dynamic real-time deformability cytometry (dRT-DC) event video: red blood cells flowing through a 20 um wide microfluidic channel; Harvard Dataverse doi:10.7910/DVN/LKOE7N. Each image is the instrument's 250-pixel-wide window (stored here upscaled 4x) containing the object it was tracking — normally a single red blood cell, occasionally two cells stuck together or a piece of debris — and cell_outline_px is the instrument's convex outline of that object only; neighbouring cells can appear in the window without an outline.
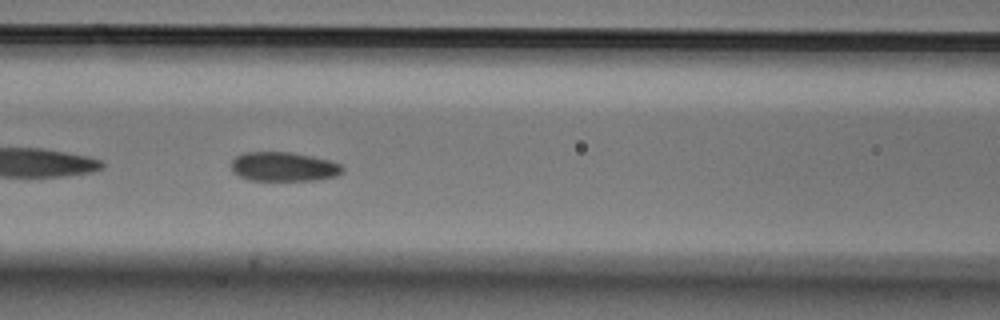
{"species": "Egyptian fruit bat (a non-hibernating species)", "species_latin": "Rousettus aegyptiacus", "temperature_condition": "cold", "stored_images_in_passage": 52, "camera_frame_rate_fps": 3000, "um_per_image_px": 0.085, "animal": {"sex": "male"}, "frame": {"image": 1, "passage_image": 22, "time_ms": 7.0, "image_size_px": [1000, 320], "cell_outline_px": [[344, 172], [336, 176], [316, 180], [248, 180], [232, 172], [228, 164], [236, 156], [244, 152], [292, 152], [312, 156], [328, 160], [340, 164], [344, 168]], "centroid_in_image_um": [24.07, 14.16], "position_along_channel_um": 142.5, "area_um2": 19.19}}
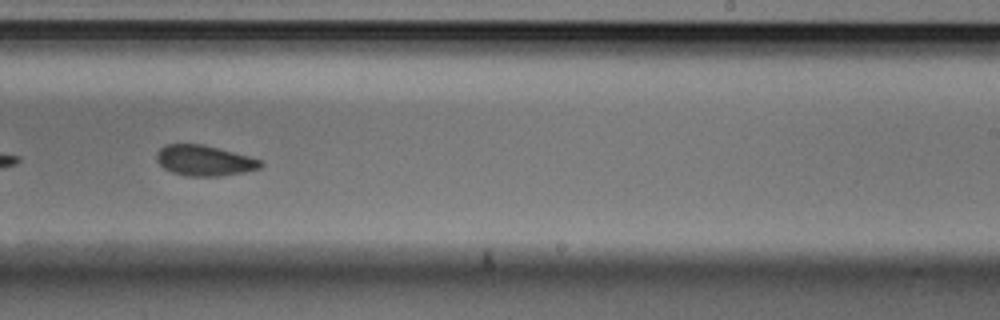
{"frame": {"image": 2, "passage_image": 32, "time_ms": 10.333, "image_size_px": [1000, 320], "cell_outline_px": [[264, 164], [260, 168], [244, 172], [220, 176], [188, 176], [172, 172], [164, 168], [156, 160], [156, 152], [164, 144], [204, 144], [248, 156], [260, 160]], "centroid_in_image_um": [17.34, 13.64], "position_along_channel_um": 271.7, "area_um2": 18.5}}
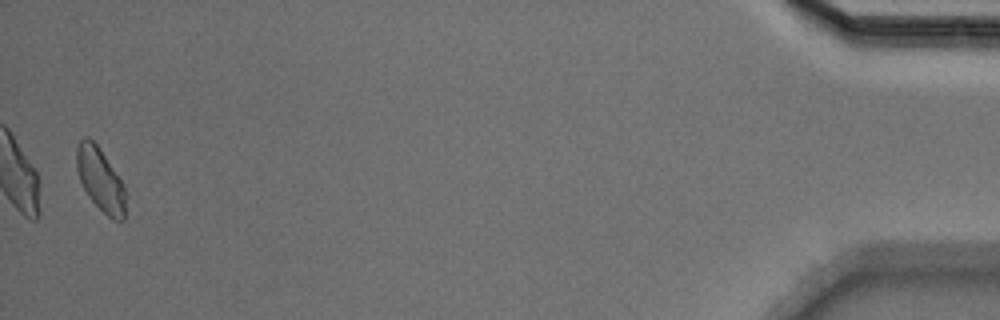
{"frame": {"image": 3, "passage_image": 51, "time_ms": 16.667, "image_size_px": [1000, 320], "cell_outline_px": [[124, 220], [112, 220], [88, 196], [80, 180], [76, 168], [76, 148], [80, 140], [84, 136], [88, 136], [100, 148], [120, 180], [124, 188]], "centroid_in_image_um": [8.49, 15.22], "position_along_channel_um": 426.7, "area_um2": 17.63}}